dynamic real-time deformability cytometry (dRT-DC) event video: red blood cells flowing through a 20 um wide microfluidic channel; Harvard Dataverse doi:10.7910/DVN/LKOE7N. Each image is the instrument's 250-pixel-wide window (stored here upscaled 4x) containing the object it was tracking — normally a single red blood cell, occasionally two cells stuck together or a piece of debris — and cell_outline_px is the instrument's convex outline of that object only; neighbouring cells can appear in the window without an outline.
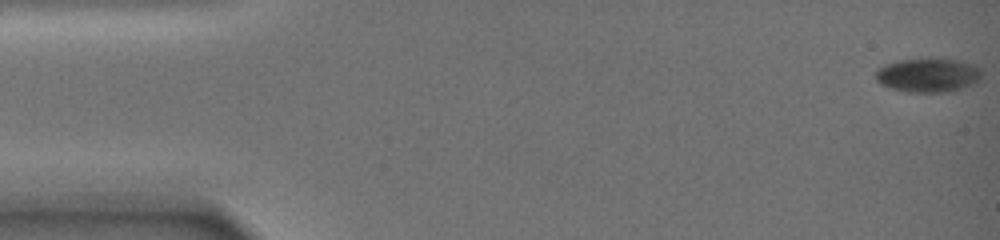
{"species": "common noctule bat (a hibernating species)", "species_latin": "Nyctalus noctula", "temperature_condition": "warm", "stored_images_in_passage": 77, "camera_frame_rate_fps": 3000, "um_per_image_px": 0.085, "animal": {"sex": "female", "body_mass_g": 19.0, "forearm_length_mm": 51.5}, "frame": {"image": 1, "passage_image": 1, "time_ms": 0.0, "image_size_px": [1000, 240], "cell_outline_px": [[980, 80], [976, 84], [948, 92], [908, 92], [892, 88], [880, 84], [876, 80], [876, 68], [884, 64], [896, 60], [928, 56], [956, 60], [976, 64], [980, 68]], "centroid_in_image_um": [78.88, 6.35], "position_along_channel_um": 6.1, "area_um2": 21.79}}
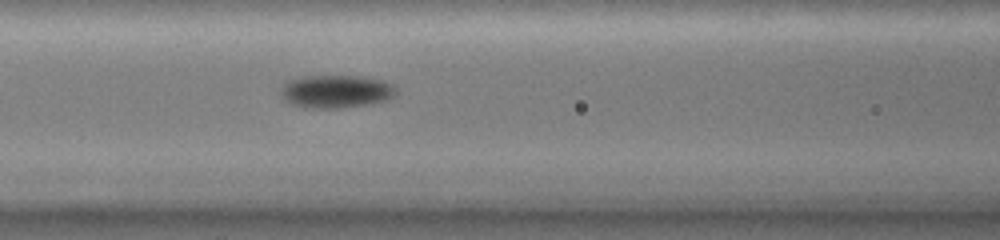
{"frame": {"image": 2, "passage_image": 35, "time_ms": 8.667, "image_size_px": [1000, 240], "cell_outline_px": [[396, 92], [388, 100], [372, 104], [336, 108], [304, 108], [292, 104], [284, 100], [280, 92], [280, 88], [288, 80], [300, 76], [360, 76], [384, 80], [396, 84]], "centroid_in_image_um": [28.57, 7.77], "position_along_channel_um": 138.0, "area_um2": 22.54}}
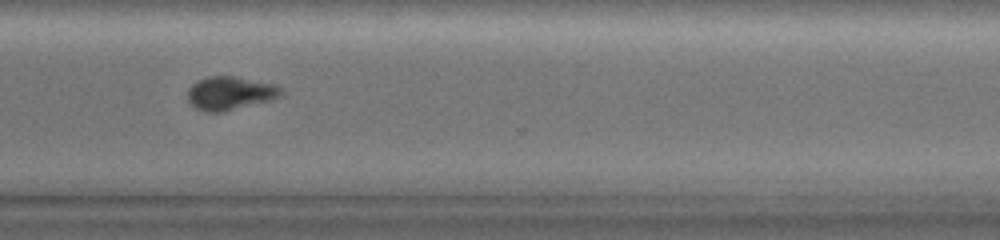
{"frame": {"image": 3, "passage_image": 60, "time_ms": 15.333, "image_size_px": [1000, 240], "cell_outline_px": [[284, 96], [272, 100], [224, 112], [204, 112], [196, 108], [188, 100], [188, 88], [192, 84], [208, 76], [236, 76], [276, 84], [284, 88]], "centroid_in_image_um": [19.63, 7.92], "position_along_channel_um": 351.0, "area_um2": 18.61}, "authors_computed_cell_mechanics": {"area_um2": 21.097, "velocity_mm_per_s": 3.2036, "shape_relaxation_time_tau1_ms": null, "shape_relaxation_time_tau2_ms": 5.9893, "deformation_change_tau1": null, "deformation_change_tau2": 0.08}}